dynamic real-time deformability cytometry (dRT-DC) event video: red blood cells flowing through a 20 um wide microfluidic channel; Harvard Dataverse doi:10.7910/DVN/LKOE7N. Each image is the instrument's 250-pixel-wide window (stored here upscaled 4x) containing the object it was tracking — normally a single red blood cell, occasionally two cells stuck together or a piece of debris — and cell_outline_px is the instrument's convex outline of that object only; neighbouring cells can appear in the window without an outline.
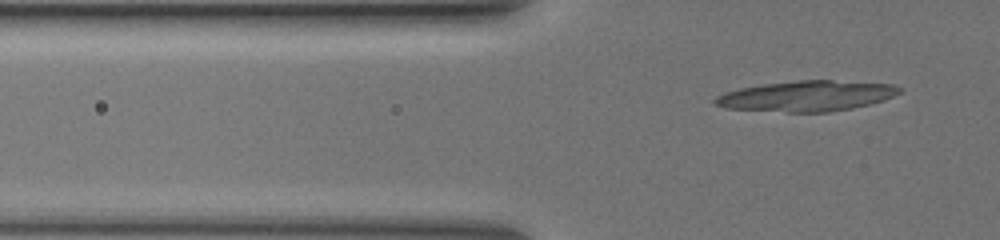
{"species": "common noctule bat (a hibernating species)", "species_latin": "Nyctalus noctula", "temperature_condition": "warm", "stored_images_in_passage": 54, "camera_frame_rate_fps": 3000, "um_per_image_px": 0.085, "animal": {"sex": "female", "body_mass_g": 19.5, "forearm_length_mm": 54.1}, "frame": {"image": 1, "passage_image": 18, "time_ms": 5.667, "image_size_px": [1000, 240], "cell_outline_px": [[904, 92], [884, 100], [852, 108], [828, 112], [788, 112], [724, 108], [712, 104], [712, 100], [716, 96], [724, 92], [740, 88], [764, 84], [800, 80], [832, 80], [892, 84], [904, 88]], "centroid_in_image_um": [68.57, 8.16], "position_along_channel_um": 57.2, "area_um2": 33.0}}